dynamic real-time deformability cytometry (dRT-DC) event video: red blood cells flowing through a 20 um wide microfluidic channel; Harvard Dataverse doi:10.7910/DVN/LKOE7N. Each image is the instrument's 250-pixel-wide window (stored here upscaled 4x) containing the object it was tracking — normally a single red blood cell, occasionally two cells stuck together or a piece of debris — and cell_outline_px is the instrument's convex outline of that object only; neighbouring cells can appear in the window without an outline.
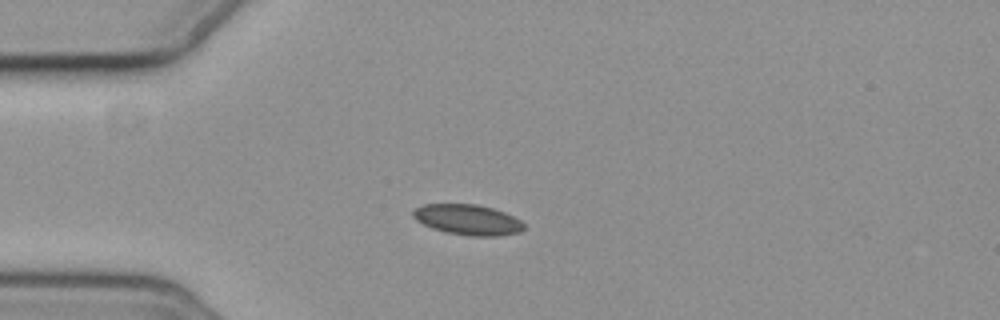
{"species": "common noctule bat (a hibernating species)", "species_latin": "Nyctalus noctula", "temperature_condition": "cold", "stored_images_in_passage": 10, "camera_frame_rate_fps": 3000, "um_per_image_px": 0.085, "animal": {"sex": "female", "body_mass_g": 19.3, "forearm_length_mm": 54.1}, "frame": {"image": 1, "passage_image": 5, "time_ms": 4.667, "image_size_px": [1000, 320], "cell_outline_px": [[524, 228], [520, 232], [500, 236], [468, 236], [444, 232], [432, 228], [416, 220], [412, 216], [412, 208], [424, 204], [476, 204], [492, 208], [504, 212], [520, 220], [524, 224]], "centroid_in_image_um": [39.73, 18.68], "position_along_channel_um": 45.3, "area_um2": 19.83}}
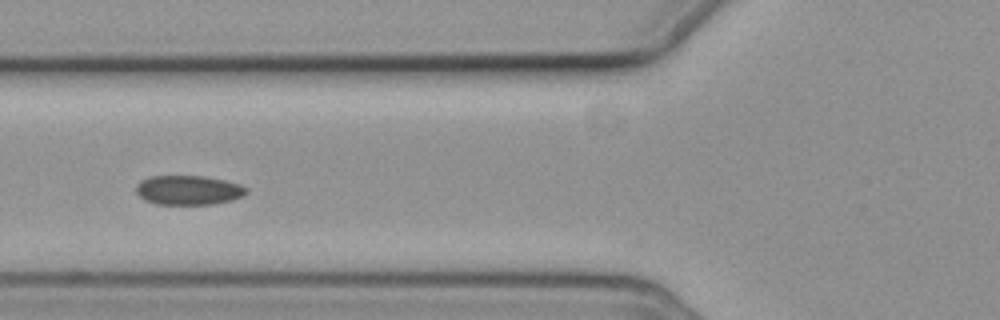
{"frame": {"image": 2, "passage_image": 7, "time_ms": 7.0, "image_size_px": [1000, 320], "cell_outline_px": [[248, 192], [244, 196], [232, 200], [212, 204], [156, 204], [144, 200], [136, 192], [136, 184], [140, 180], [148, 176], [204, 176], [224, 180], [240, 184], [248, 188]], "centroid_in_image_um": [16.02, 16.16], "position_along_channel_um": 109.8, "area_um2": 19.07}}
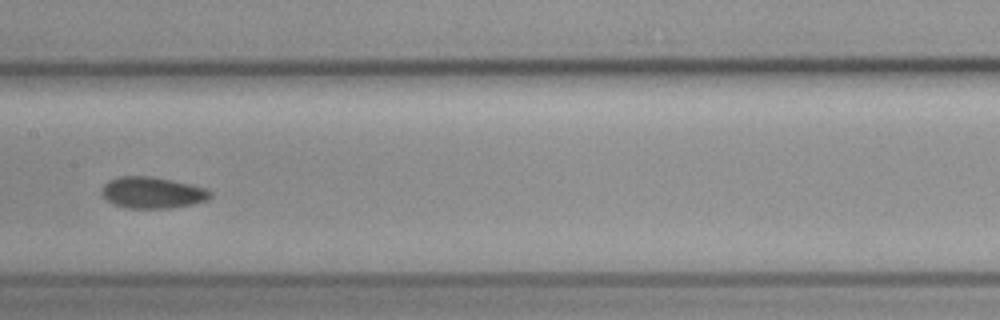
{"frame": {"image": 3, "passage_image": 9, "time_ms": 9.333, "image_size_px": [1000, 320], "cell_outline_px": [[212, 196], [208, 200], [192, 204], [168, 208], [124, 208], [104, 200], [100, 196], [100, 188], [108, 180], [120, 176], [152, 176], [172, 180], [208, 188], [212, 192]], "centroid_in_image_um": [12.91, 16.37], "position_along_channel_um": 194.5, "area_um2": 20.29}}